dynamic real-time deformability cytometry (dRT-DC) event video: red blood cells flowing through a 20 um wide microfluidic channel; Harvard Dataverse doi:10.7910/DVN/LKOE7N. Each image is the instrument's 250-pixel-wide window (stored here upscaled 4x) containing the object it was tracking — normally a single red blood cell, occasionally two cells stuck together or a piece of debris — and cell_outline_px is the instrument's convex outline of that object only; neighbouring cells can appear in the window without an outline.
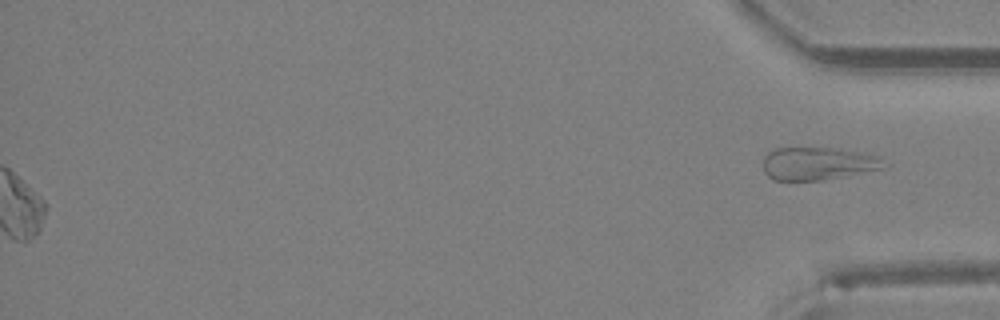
{"species": "Egyptian fruit bat (a non-hibernating species)", "species_latin": "Rousettus aegyptiacus", "temperature_condition": "room temperature", "stored_images_in_passage": 33, "segment_of_instrument_passage": [2, 2], "camera_frame_rate_fps": 3000, "um_per_image_px": 0.085, "animal": {"sex": "female"}, "frame": {"image": 1, "passage_image": 33, "time_ms": 10.667, "image_size_px": [1000, 320], "cell_outline_px": [[884, 168], [824, 180], [772, 180], [764, 172], [764, 156], [772, 148], [840, 148], [868, 152], [876, 156], [880, 160]], "centroid_in_image_um": [69.49, 13.89], "position_along_channel_um": 365.7, "area_um2": 23.18}}